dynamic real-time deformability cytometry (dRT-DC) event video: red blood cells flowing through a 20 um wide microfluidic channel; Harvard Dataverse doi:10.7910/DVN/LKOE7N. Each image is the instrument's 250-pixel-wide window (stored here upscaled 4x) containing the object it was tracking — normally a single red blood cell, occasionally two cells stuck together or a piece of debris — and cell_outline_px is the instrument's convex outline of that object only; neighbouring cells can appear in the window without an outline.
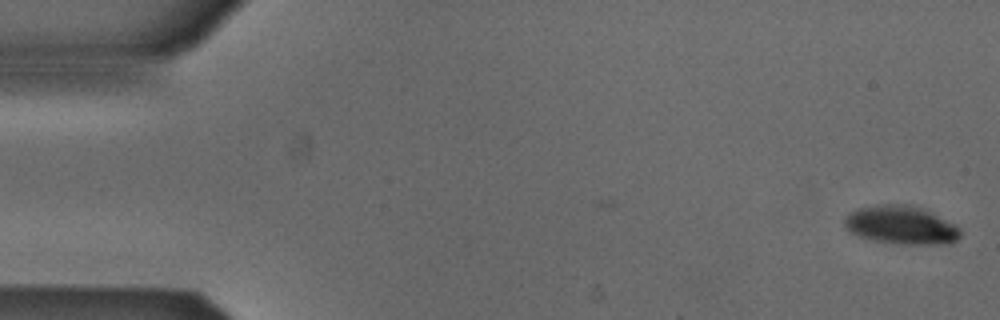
{"species": "Egyptian fruit bat (a non-hibernating species)", "species_latin": "Rousettus aegyptiacus", "temperature_condition": "cold", "stored_images_in_passage": 4, "camera_frame_rate_fps": 3000, "um_per_image_px": 0.085, "animal": {"sex": "male"}, "frame": {"image": 1, "passage_image": 1, "time_ms": 0.0, "image_size_px": [1000, 320], "cell_outline_px": [[960, 236], [952, 244], [900, 244], [872, 240], [860, 236], [852, 232], [844, 224], [844, 220], [852, 212], [860, 208], [884, 204], [908, 204], [920, 208], [956, 224], [960, 228]], "centroid_in_image_um": [76.65, 19.15], "position_along_channel_um": 8.3, "area_um2": 25.55}}